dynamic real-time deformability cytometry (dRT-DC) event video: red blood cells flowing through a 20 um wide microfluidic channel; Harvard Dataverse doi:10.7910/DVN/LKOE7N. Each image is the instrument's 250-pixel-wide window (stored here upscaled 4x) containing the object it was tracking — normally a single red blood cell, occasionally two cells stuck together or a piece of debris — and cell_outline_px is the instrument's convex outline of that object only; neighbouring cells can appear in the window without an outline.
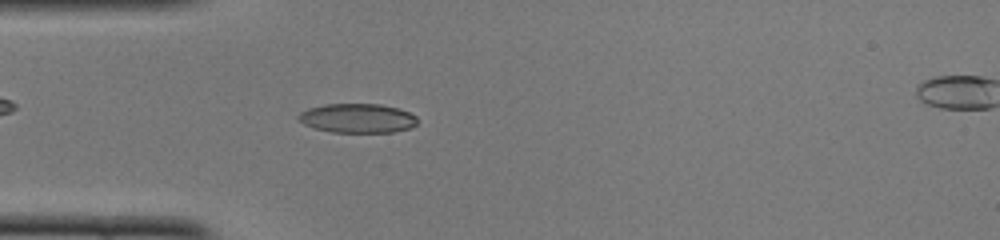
{"species": "common noctule bat (a hibernating species)", "species_latin": "Nyctalus noctula", "temperature_condition": "cold", "stored_images_in_passage": 48, "camera_frame_rate_fps": 3000, "um_per_image_px": 0.085, "animal": {"sex": "female", "body_mass_g": 22.0, "forearm_length_mm": 56.7}, "frame": {"image": 1, "passage_image": 13, "time_ms": 4.0, "image_size_px": [1000, 240], "cell_outline_px": [[416, 124], [412, 128], [392, 132], [332, 132], [312, 128], [304, 124], [296, 116], [300, 112], [308, 108], [324, 104], [380, 104], [400, 108], [416, 116]], "centroid_in_image_um": [30.37, 10.04], "position_along_channel_um": 54.6, "area_um2": 20.4}}
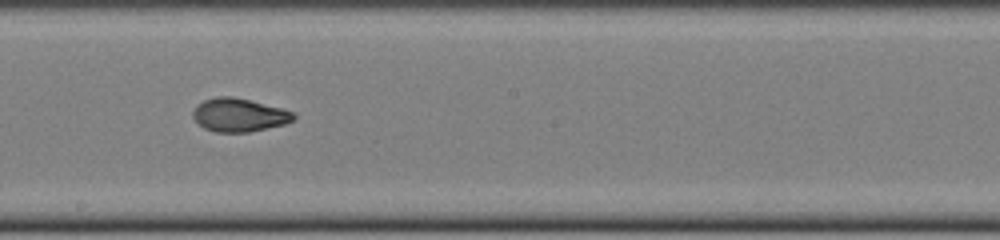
{"frame": {"image": 2, "passage_image": 26, "time_ms": 8.333, "image_size_px": [1000, 240], "cell_outline_px": [[296, 116], [292, 120], [284, 124], [248, 132], [216, 132], [204, 128], [192, 116], [192, 112], [196, 104], [204, 100], [216, 96], [232, 96], [280, 108], [292, 112]], "centroid_in_image_um": [20.27, 9.77], "position_along_channel_um": 227.9, "area_um2": 19.31}}
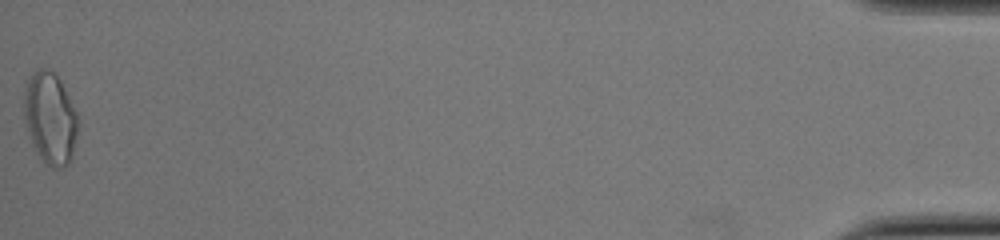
{"frame": {"image": 3, "passage_image": 48, "time_ms": 15.667, "image_size_px": [1000, 240], "cell_outline_px": [[76, 132], [72, 152], [68, 164], [64, 168], [52, 168], [32, 148], [24, 120], [24, 88], [28, 80], [40, 68], [48, 68], [60, 80], [76, 112]], "centroid_in_image_um": [4.22, 10.06], "position_along_channel_um": 431.0, "area_um2": 28.32}, "authors_computed_cell_mechanics": {"area_um2": 19.8543, "velocity_mm_per_s": 4.1088, "shape_relaxation_time_tau1_ms": 4.2825, "shape_relaxation_time_tau2_ms": 1.533, "deformation_change_tau1": 0.1675, "deformation_change_tau2": 0.0456}}